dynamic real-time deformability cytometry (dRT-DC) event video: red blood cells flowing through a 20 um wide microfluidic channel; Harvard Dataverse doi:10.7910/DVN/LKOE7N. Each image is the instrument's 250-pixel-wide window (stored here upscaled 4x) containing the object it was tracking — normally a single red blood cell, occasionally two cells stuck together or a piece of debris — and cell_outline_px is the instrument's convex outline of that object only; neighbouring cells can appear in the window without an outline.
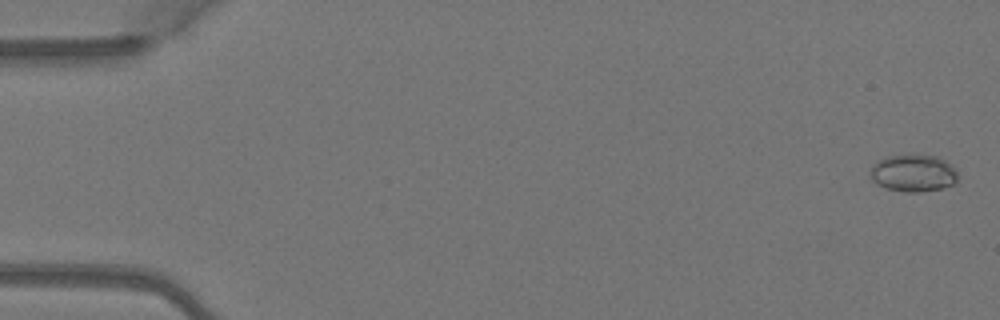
{"species": "Egyptian fruit bat (a non-hibernating species)", "species_latin": "Rousettus aegyptiacus", "temperature_condition": "warm", "stored_images_in_passage": 4, "camera_frame_rate_fps": 3000, "um_per_image_px": 0.085, "animal": {"sex": "female"}, "frame": {"image": 1, "passage_image": 1, "time_ms": 0.0, "image_size_px": [1000, 320], "cell_outline_px": [[956, 180], [952, 184], [944, 188], [920, 192], [904, 192], [888, 188], [876, 184], [872, 180], [872, 164], [888, 156], [912, 152], [940, 156], [956, 172]], "centroid_in_image_um": [77.62, 14.68], "position_along_channel_um": 7.4, "area_um2": 19.19}}